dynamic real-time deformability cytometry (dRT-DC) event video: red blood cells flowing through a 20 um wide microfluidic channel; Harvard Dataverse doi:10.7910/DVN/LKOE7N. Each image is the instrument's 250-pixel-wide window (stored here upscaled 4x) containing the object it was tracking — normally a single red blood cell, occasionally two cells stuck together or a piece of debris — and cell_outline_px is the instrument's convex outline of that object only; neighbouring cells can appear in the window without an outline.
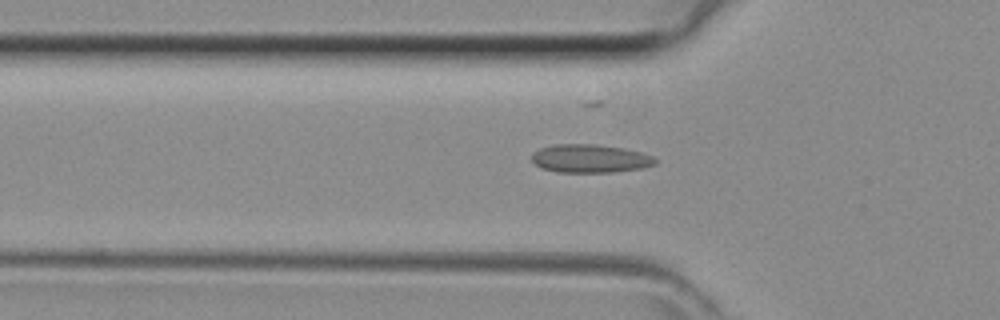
{"species": "common noctule bat (a hibernating species)", "species_latin": "Nyctalus noctula", "temperature_condition": "room temperature", "stored_images_in_passage": 37, "camera_frame_rate_fps": 3000, "um_per_image_px": 0.085, "animal": {"sex": "female", "body_mass_g": 29.2, "forearm_length_mm": 56.3}, "frame": {"image": 1, "passage_image": 12, "time_ms": 3.667, "image_size_px": [1000, 320], "cell_outline_px": [[656, 164], [640, 168], [612, 172], [556, 172], [540, 168], [532, 160], [532, 152], [540, 148], [552, 144], [596, 144], [624, 148], [640, 152], [652, 156], [656, 160]], "centroid_in_image_um": [50.11, 13.47], "position_along_channel_um": 75.7, "area_um2": 20.4}}
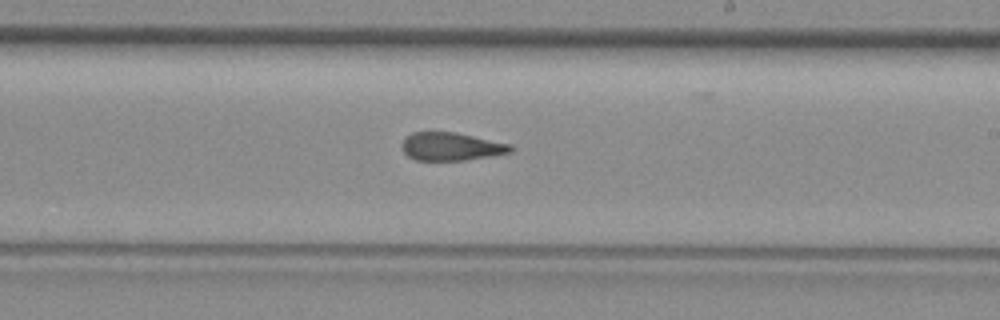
{"frame": {"image": 2, "passage_image": 23, "time_ms": 7.333, "image_size_px": [1000, 320], "cell_outline_px": [[512, 152], [464, 160], [416, 160], [408, 156], [404, 152], [400, 144], [412, 132], [456, 132], [512, 144]], "centroid_in_image_um": [38.35, 12.45], "position_along_channel_um": 250.7, "area_um2": 17.69}}
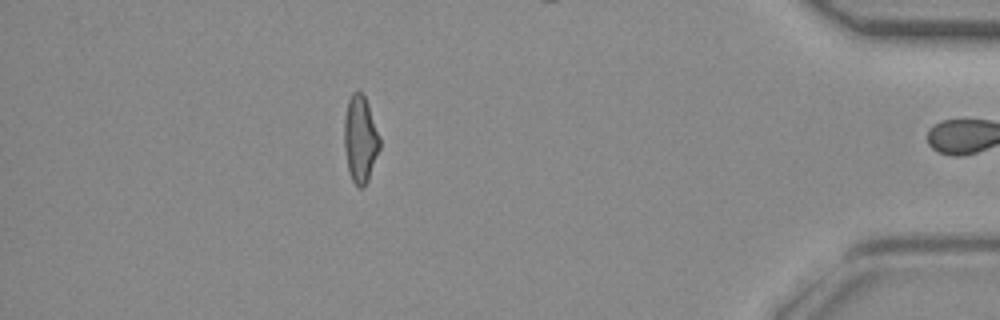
{"frame": {"image": 3, "passage_image": 36, "time_ms": 11.667, "image_size_px": [1000, 320], "cell_outline_px": [[380, 148], [368, 180], [364, 188], [360, 188], [352, 180], [348, 172], [344, 148], [344, 116], [348, 100], [352, 92], [360, 92], [364, 96], [368, 104], [380, 136]], "centroid_in_image_um": [30.61, 11.84], "position_along_channel_um": 404.6, "area_um2": 18.09}}